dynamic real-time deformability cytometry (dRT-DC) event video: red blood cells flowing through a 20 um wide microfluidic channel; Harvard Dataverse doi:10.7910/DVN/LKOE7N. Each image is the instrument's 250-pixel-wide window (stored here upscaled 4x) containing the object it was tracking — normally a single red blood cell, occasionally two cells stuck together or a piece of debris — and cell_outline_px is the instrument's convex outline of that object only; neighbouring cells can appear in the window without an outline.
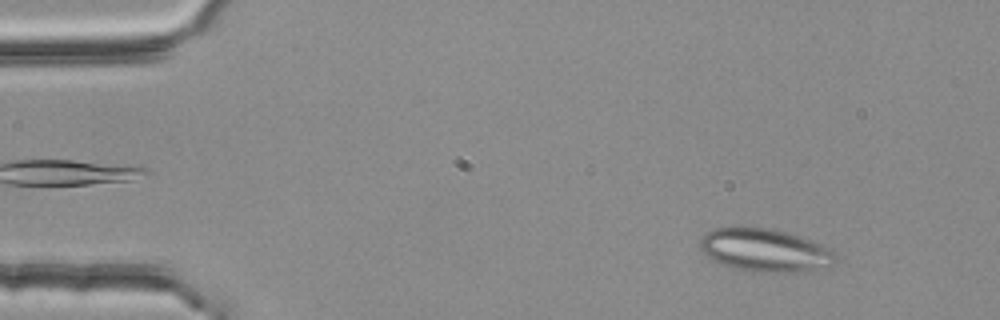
{"species": "common noctule bat (a hibernating species)", "species_latin": "Nyctalus noctula", "temperature_condition": "room temperature", "stored_images_in_passage": 3, "camera_frame_rate_fps": 3000, "um_per_image_px": 0.085, "animal": {"sex": "female", "body_mass_g": 25.1}, "frame": {"image": 1, "passage_image": 1, "time_ms": 0.0, "image_size_px": [1000, 320], "cell_outline_px": [[836, 260], [832, 264], [812, 268], [784, 272], [756, 272], [732, 268], [720, 264], [712, 260], [700, 248], [700, 240], [708, 232], [716, 228], [732, 224], [740, 224], [772, 228], [788, 232], [812, 240], [832, 248], [836, 252]], "centroid_in_image_um": [64.96, 21.2], "position_along_channel_um": 20.0, "area_um2": 34.45}}